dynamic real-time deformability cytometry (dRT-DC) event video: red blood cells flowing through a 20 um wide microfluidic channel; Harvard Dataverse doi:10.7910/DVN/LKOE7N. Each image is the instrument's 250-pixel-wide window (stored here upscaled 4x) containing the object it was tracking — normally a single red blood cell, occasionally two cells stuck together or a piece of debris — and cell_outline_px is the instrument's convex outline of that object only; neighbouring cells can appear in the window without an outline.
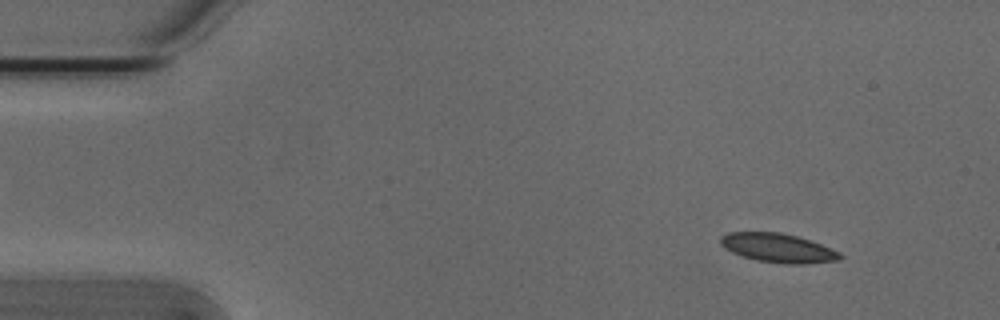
{"species": "Egyptian fruit bat (a non-hibernating species)", "species_latin": "Rousettus aegyptiacus", "temperature_condition": "cold", "stored_images_in_passage": 54, "segment_of_instrument_passage": [1, 2], "camera_frame_rate_fps": 3000, "um_per_image_px": 0.085, "animal": {"sex": "male"}, "frame": {"image": 1, "passage_image": 5, "time_ms": 1.333, "image_size_px": [1000, 320], "cell_outline_px": [[844, 256], [840, 260], [804, 264], [784, 264], [756, 260], [732, 252], [724, 248], [720, 244], [720, 236], [728, 232], [780, 232], [796, 236], [820, 244], [840, 252]], "centroid_in_image_um": [66.12, 21.08], "position_along_channel_um": 18.9, "area_um2": 20.17}}
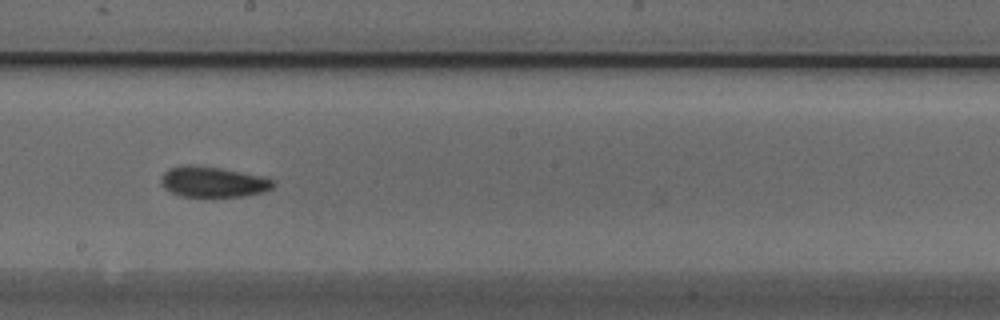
{"frame": {"image": 2, "passage_image": 29, "time_ms": 9.333, "image_size_px": [1000, 320], "cell_outline_px": [[276, 184], [272, 188], [264, 192], [244, 196], [180, 196], [164, 188], [160, 180], [160, 176], [168, 168], [184, 164], [196, 164], [220, 168], [264, 176], [276, 180]], "centroid_in_image_um": [18.11, 15.44], "position_along_channel_um": 230.1, "area_um2": 20.29}}
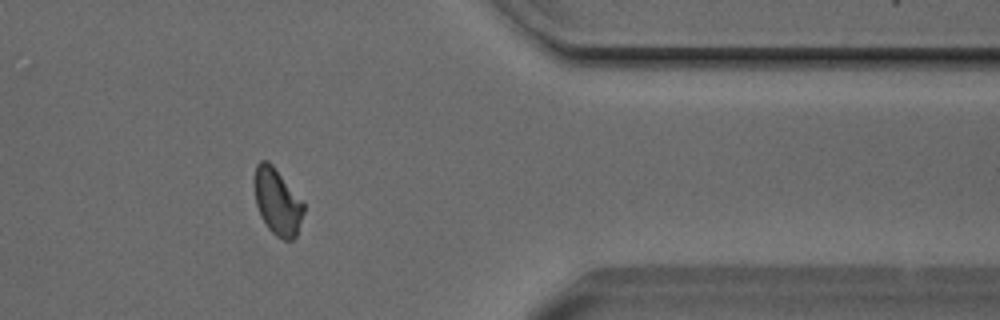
{"frame": {"image": 3, "passage_image": 43, "time_ms": 14.0, "image_size_px": [1000, 320], "cell_outline_px": [[304, 212], [296, 236], [292, 240], [284, 240], [276, 236], [268, 228], [260, 216], [256, 204], [252, 180], [256, 164], [260, 160], [268, 160], [272, 164], [304, 204]], "centroid_in_image_um": [23.53, 17.13], "position_along_channel_um": 387.9, "area_um2": 19.19}}